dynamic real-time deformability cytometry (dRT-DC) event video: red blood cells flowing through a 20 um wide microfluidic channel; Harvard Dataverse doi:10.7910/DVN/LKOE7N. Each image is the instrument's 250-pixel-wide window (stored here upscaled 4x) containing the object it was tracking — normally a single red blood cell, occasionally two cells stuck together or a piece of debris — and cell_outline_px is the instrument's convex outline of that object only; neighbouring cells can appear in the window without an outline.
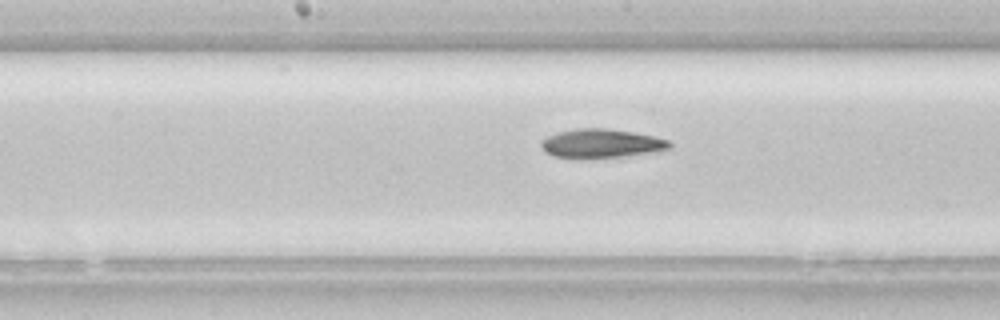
{"species": "common noctule bat (a hibernating species)", "species_latin": "Nyctalus noctula", "temperature_condition": "room temperature", "stored_images_in_passage": 23, "camera_frame_rate_fps": 3000, "um_per_image_px": 0.085, "animal": {"sex": "female", "body_mass_g": 22.7, "forearm_length_mm": 54.2}, "frame": {"image": 1, "passage_image": 10, "time_ms": 3.0, "image_size_px": [1000, 320], "cell_outline_px": [[672, 148], [648, 152], [620, 156], [584, 160], [576, 160], [556, 156], [544, 152], [540, 148], [540, 140], [556, 132], [576, 128], [604, 128], [632, 132], [656, 136], [668, 140], [672, 144]], "centroid_in_image_um": [51.02, 12.21], "position_along_channel_um": 197.2, "area_um2": 22.02}}